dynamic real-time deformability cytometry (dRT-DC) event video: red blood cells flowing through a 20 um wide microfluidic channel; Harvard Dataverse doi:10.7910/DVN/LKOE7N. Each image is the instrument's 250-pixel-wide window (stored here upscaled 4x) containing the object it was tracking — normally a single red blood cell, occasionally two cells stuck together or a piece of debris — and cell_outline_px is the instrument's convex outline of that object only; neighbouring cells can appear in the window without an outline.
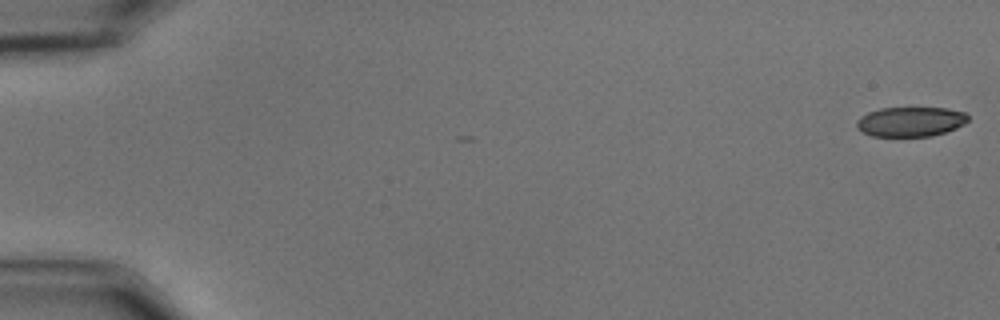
{"species": "common noctule bat (a hibernating species)", "species_latin": "Nyctalus noctula", "temperature_condition": "cold", "stored_images_in_passage": 5, "camera_frame_rate_fps": 3000, "um_per_image_px": 0.085, "animal": {"sex": "male", "body_mass_g": 15.6}, "frame": {"image": 1, "passage_image": 1, "time_ms": 0.0, "image_size_px": [1000, 320], "cell_outline_px": [[968, 120], [964, 124], [956, 128], [932, 136], [872, 136], [864, 132], [856, 124], [856, 120], [860, 116], [868, 112], [880, 108], [948, 108], [964, 112], [968, 116]], "centroid_in_image_um": [77.4, 10.33], "position_along_channel_um": 7.6, "area_um2": 19.19}}